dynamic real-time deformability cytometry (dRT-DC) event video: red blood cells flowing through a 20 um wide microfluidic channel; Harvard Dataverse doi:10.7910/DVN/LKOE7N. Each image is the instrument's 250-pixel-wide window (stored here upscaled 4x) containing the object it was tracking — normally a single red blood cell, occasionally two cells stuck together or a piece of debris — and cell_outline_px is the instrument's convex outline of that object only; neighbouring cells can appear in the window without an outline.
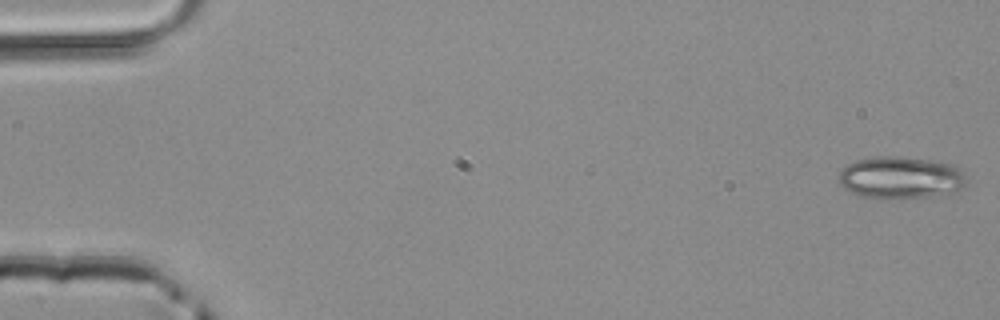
{"species": "common noctule bat (a hibernating species)", "species_latin": "Nyctalus noctula", "temperature_condition": "room temperature", "stored_images_in_passage": 47, "camera_frame_rate_fps": 3000, "um_per_image_px": 0.085, "animal": {"sex": "male", "body_mass_g": 20.4}, "frame": {"image": 1, "passage_image": 1, "time_ms": 0.0, "image_size_px": [1000, 320], "cell_outline_px": [[968, 180], [956, 192], [932, 196], [888, 200], [880, 200], [860, 196], [844, 188], [840, 184], [840, 172], [848, 164], [856, 160], [876, 156], [896, 156], [928, 160], [956, 164], [964, 172]], "centroid_in_image_um": [76.59, 15.12], "position_along_channel_um": 8.4, "area_um2": 31.91}}
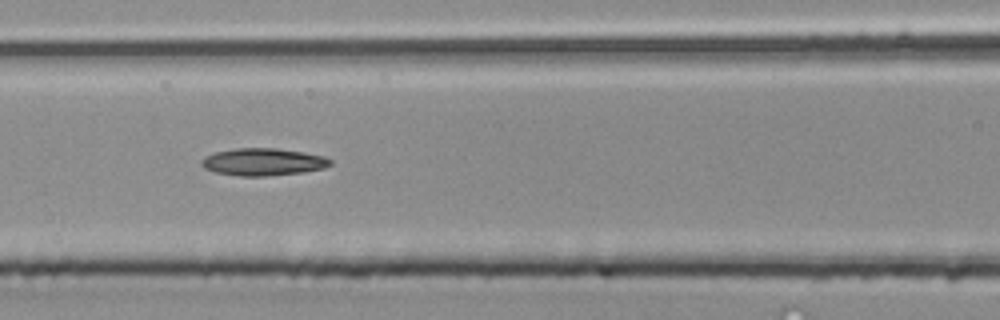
{"frame": {"image": 2, "passage_image": 22, "time_ms": 7.0, "image_size_px": [1000, 320], "cell_outline_px": [[332, 164], [324, 168], [304, 172], [264, 176], [240, 176], [216, 172], [204, 168], [200, 164], [200, 160], [204, 156], [216, 152], [236, 148], [276, 148], [304, 152], [324, 156], [332, 160]], "centroid_in_image_um": [22.36, 13.76], "position_along_channel_um": 144.2, "area_um2": 20.58}}
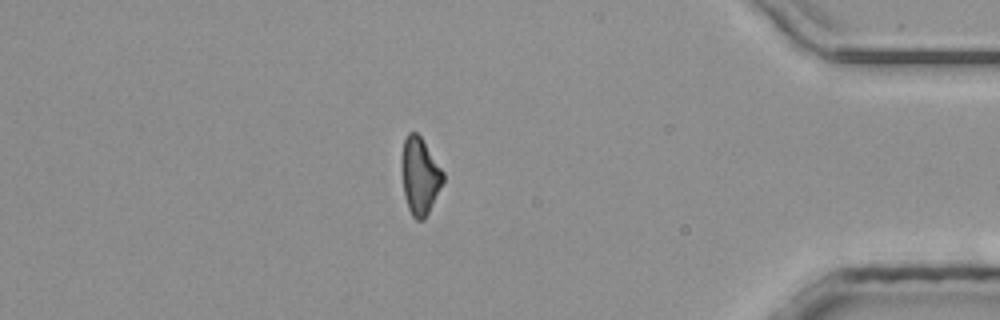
{"frame": {"image": 3, "passage_image": 43, "time_ms": 14.0, "image_size_px": [1000, 320], "cell_outline_px": [[444, 180], [424, 220], [416, 220], [412, 216], [408, 208], [404, 196], [404, 140], [408, 132], [416, 132], [420, 136], [444, 172]], "centroid_in_image_um": [35.73, 14.99], "position_along_channel_um": 399.5, "area_um2": 17.74}}